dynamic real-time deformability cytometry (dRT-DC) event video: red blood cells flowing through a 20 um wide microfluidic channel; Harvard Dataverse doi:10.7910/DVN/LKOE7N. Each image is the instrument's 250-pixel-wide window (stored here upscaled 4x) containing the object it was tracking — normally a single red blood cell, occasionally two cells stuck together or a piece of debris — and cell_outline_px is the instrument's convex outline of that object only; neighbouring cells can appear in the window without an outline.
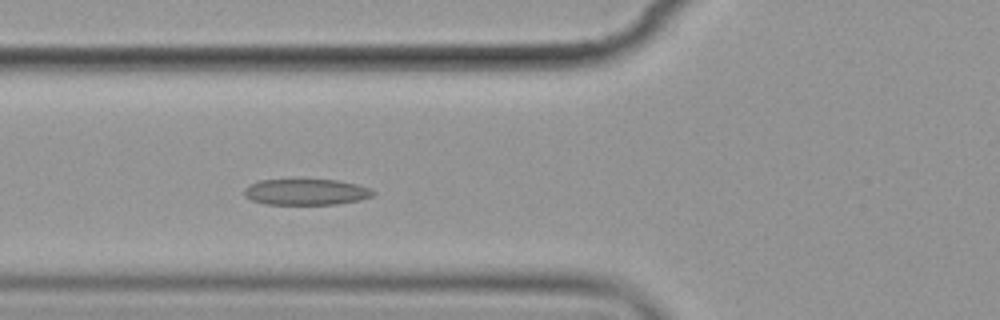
{"species": "common noctule bat (a hibernating species)", "species_latin": "Nyctalus noctula", "temperature_condition": "cold", "stored_images_in_passage": 5, "camera_frame_rate_fps": 3000, "um_per_image_px": 0.085, "animal": {"sex": "female", "body_mass_g": 19.9}, "frame": {"image": 1, "passage_image": 5, "time_ms": 4.667, "image_size_px": [1000, 320], "cell_outline_px": [[376, 192], [372, 196], [360, 200], [336, 204], [264, 204], [252, 200], [244, 196], [244, 188], [248, 184], [260, 180], [340, 180], [372, 188]], "centroid_in_image_um": [26.02, 16.31], "position_along_channel_um": 99.8, "area_um2": 19.65}}